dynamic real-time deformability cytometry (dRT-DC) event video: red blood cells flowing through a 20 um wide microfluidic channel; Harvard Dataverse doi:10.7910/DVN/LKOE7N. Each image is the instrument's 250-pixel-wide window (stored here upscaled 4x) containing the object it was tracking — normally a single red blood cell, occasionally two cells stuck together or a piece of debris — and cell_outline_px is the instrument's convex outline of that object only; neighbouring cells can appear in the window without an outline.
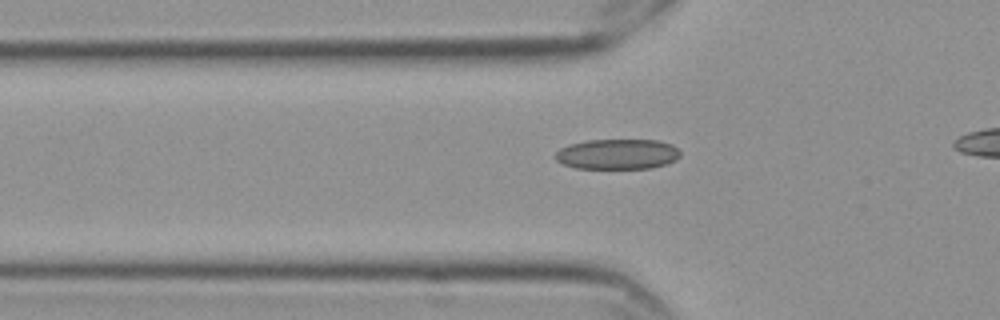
{"species": "Egyptian fruit bat (a non-hibernating species)", "species_latin": "Rousettus aegyptiacus", "temperature_condition": "cold", "stored_images_in_passage": 34, "camera_frame_rate_fps": 3000, "um_per_image_px": 0.085, "frame": {"image": 1, "passage_image": 6, "time_ms": 1.667, "image_size_px": [1000, 320], "cell_outline_px": [[680, 156], [676, 160], [652, 168], [576, 168], [564, 164], [556, 160], [556, 152], [560, 148], [568, 144], [584, 140], [660, 140], [672, 144], [680, 152]], "centroid_in_image_um": [52.48, 13.09], "position_along_channel_um": 73.3, "area_um2": 22.08}}
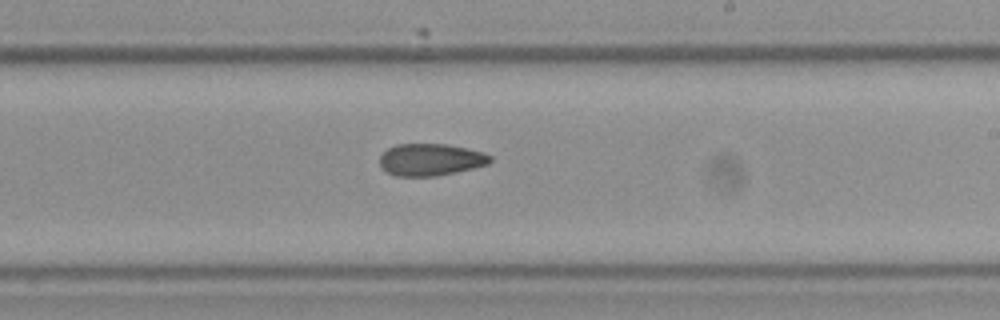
{"frame": {"image": 2, "passage_image": 21, "time_ms": 6.667, "image_size_px": [1000, 320], "cell_outline_px": [[492, 160], [488, 164], [456, 172], [436, 176], [396, 176], [388, 172], [380, 164], [380, 156], [388, 148], [396, 144], [448, 144], [484, 152], [492, 156]], "centroid_in_image_um": [36.62, 13.56], "position_along_channel_um": 252.4, "area_um2": 20.58}}
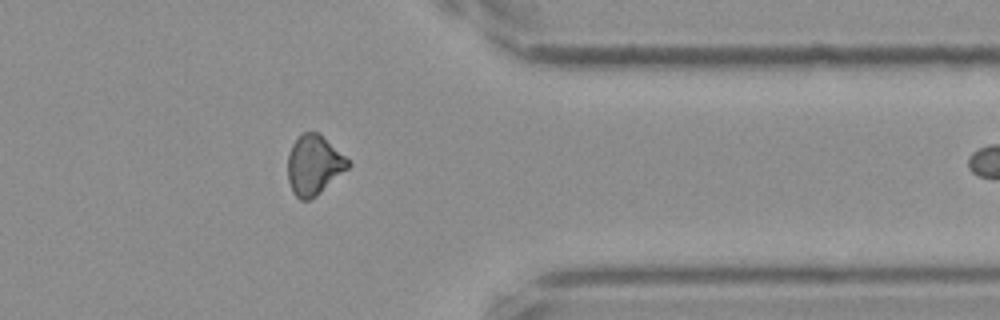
{"frame": {"image": 3, "passage_image": 33, "time_ms": 10.667, "image_size_px": [1000, 320], "cell_outline_px": [[352, 164], [348, 168], [320, 192], [308, 200], [300, 200], [292, 192], [288, 180], [288, 152], [292, 144], [304, 132], [320, 132]], "centroid_in_image_um": [26.67, 14.01], "position_along_channel_um": 384.7, "area_um2": 20.75}}